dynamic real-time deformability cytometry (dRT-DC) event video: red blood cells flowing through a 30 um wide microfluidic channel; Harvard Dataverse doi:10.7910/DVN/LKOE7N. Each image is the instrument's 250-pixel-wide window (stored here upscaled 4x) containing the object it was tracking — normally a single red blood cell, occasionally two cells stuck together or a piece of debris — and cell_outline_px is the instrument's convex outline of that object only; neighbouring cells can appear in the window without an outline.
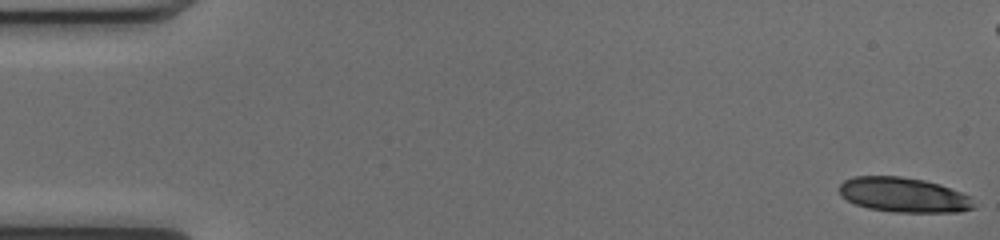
{"species": "common noctule bat (a hibernating species)", "species_latin": "Nyctalus noctula", "temperature_condition": "cold", "stored_images_in_passage": 52, "camera_frame_rate_fps": 3000, "um_per_image_px": 0.085, "animal": {"sex": "female", "body_mass_g": 17.0, "forearm_length_mm": 48.0}, "frame": {"image": 1, "passage_image": 1, "time_ms": 0.0, "image_size_px": [1000, 240], "cell_outline_px": [[976, 208], [960, 212], [892, 212], [868, 208], [856, 204], [840, 196], [840, 184], [844, 180], [852, 176], [900, 176], [924, 180], [940, 184], [960, 192], [968, 196]], "centroid_in_image_um": [76.79, 16.56], "position_along_channel_um": 8.2, "area_um2": 27.28}}
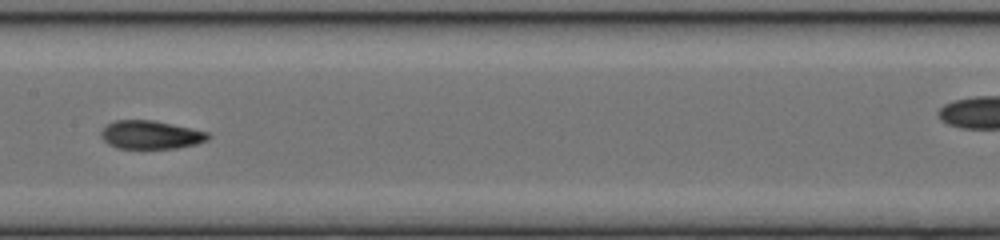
{"frame": {"image": 2, "passage_image": 27, "time_ms": 8.667, "image_size_px": [1000, 240], "cell_outline_px": [[212, 136], [208, 140], [196, 144], [176, 148], [116, 148], [108, 144], [100, 136], [100, 132], [108, 124], [116, 120], [152, 120], [172, 124], [208, 132]], "centroid_in_image_um": [12.82, 11.46], "position_along_channel_um": 194.6, "area_um2": 17.63}}
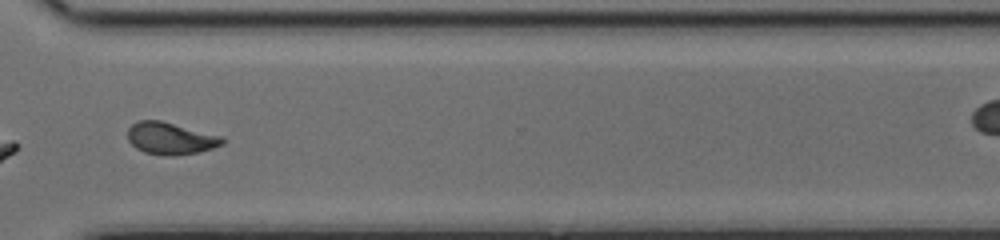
{"frame": {"image": 3, "passage_image": 39, "time_ms": 12.667, "image_size_px": [1000, 240], "cell_outline_px": [[224, 144], [200, 152], [172, 156], [164, 156], [144, 152], [136, 148], [128, 140], [128, 128], [132, 124], [140, 120], [160, 120], [224, 136]], "centroid_in_image_um": [14.51, 11.77], "position_along_channel_um": 356.1, "area_um2": 17.86}, "authors_computed_cell_mechanics": {"area_um2": 18.207, "velocity_mm_per_s": 4.0396, "shape_relaxation_time_tau1_ms": 3.7676, "shape_relaxation_time_tau2_ms": 1.5949, "deformation_change_tau1": 0.1537, "deformation_change_tau2": 0.0738}}